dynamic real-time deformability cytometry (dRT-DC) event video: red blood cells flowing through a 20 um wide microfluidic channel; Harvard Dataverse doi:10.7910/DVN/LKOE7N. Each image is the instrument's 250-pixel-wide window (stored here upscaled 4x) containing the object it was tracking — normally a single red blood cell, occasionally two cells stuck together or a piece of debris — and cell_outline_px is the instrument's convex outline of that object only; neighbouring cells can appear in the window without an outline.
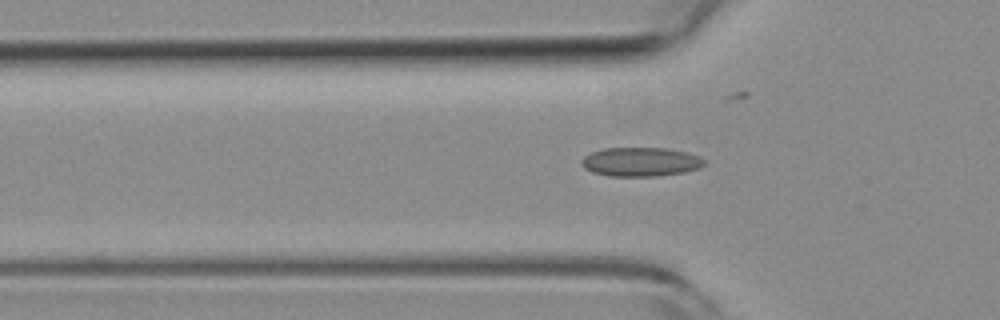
{"species": "common noctule bat (a hibernating species)", "species_latin": "Nyctalus noctula", "temperature_condition": "room temperature", "stored_images_in_passage": 48, "camera_frame_rate_fps": 3000, "um_per_image_px": 0.085, "animal": {"sex": "female", "body_mass_g": 19.3, "forearm_length_mm": 54.1}, "frame": {"image": 1, "passage_image": 16, "time_ms": 5.0, "image_size_px": [1000, 320], "cell_outline_px": [[704, 164], [700, 168], [684, 172], [656, 176], [608, 176], [592, 172], [584, 168], [580, 164], [580, 160], [584, 156], [592, 152], [604, 148], [664, 148], [688, 152], [700, 156], [704, 160]], "centroid_in_image_um": [54.44, 13.76], "position_along_channel_um": 71.4, "area_um2": 20.87}}
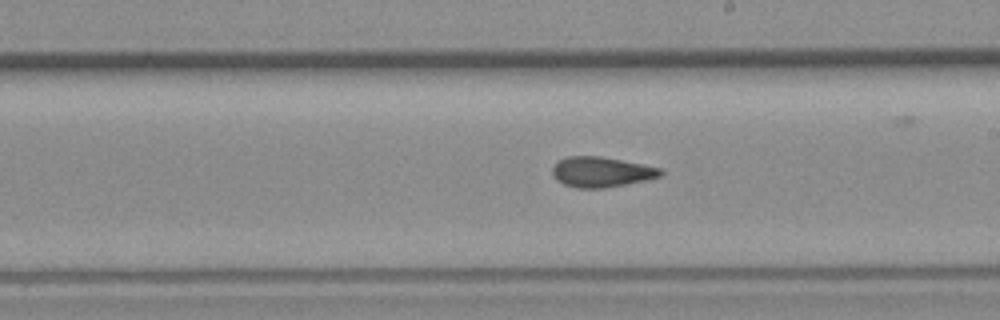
{"frame": {"image": 2, "passage_image": 29, "time_ms": 9.333, "image_size_px": [1000, 320], "cell_outline_px": [[664, 172], [660, 176], [648, 180], [628, 184], [604, 188], [576, 188], [564, 184], [556, 180], [552, 176], [552, 168], [560, 160], [568, 156], [600, 156], [660, 168]], "centroid_in_image_um": [51.1, 14.63], "position_along_channel_um": 237.9, "area_um2": 19.02}}
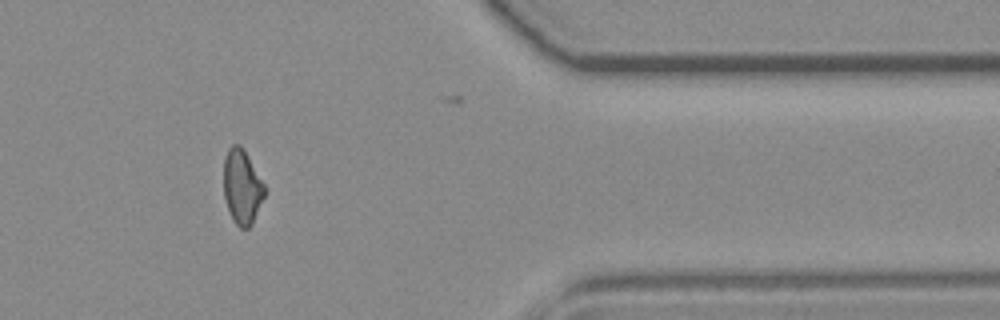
{"frame": {"image": 3, "passage_image": 43, "time_ms": 14.0, "image_size_px": [1000, 320], "cell_outline_px": [[264, 196], [252, 224], [248, 228], [240, 228], [232, 220], [224, 196], [224, 160], [228, 148], [232, 144], [240, 144], [244, 148], [264, 184]], "centroid_in_image_um": [20.56, 15.86], "position_along_channel_um": 390.8, "area_um2": 17.69}}